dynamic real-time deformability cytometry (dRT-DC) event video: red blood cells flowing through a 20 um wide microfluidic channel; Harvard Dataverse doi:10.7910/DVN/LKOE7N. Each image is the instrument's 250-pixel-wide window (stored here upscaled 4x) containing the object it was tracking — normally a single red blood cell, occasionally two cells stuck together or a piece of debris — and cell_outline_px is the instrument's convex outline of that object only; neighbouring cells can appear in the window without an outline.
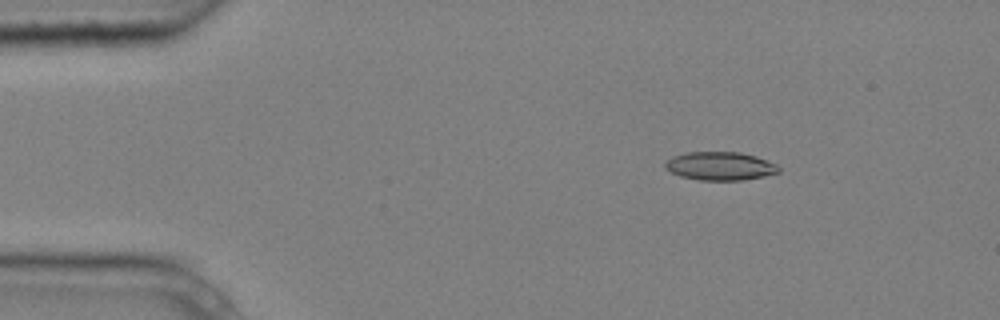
{"species": "common noctule bat (a hibernating species)", "species_latin": "Nyctalus noctula", "temperature_condition": "cold", "stored_images_in_passage": 4, "camera_frame_rate_fps": 3000, "um_per_image_px": 0.085, "animal": {"sex": "male", "body_mass_g": 20.4}, "frame": {"image": 1, "passage_image": 2, "time_ms": 0.333, "image_size_px": [1000, 320], "cell_outline_px": [[780, 172], [764, 176], [740, 180], [700, 180], [680, 176], [664, 168], [664, 164], [672, 156], [688, 152], [740, 152], [756, 156], [776, 164], [780, 168]], "centroid_in_image_um": [61.21, 14.11], "position_along_channel_um": 23.8, "area_um2": 18.73}}